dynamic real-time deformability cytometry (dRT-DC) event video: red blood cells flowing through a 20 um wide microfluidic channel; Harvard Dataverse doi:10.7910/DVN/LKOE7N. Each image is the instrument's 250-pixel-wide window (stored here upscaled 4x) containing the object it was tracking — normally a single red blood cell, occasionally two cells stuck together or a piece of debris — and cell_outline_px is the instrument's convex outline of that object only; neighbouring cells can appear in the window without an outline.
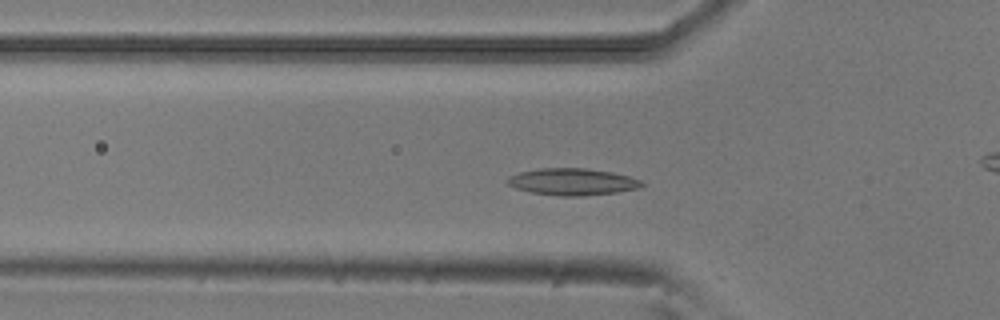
{"species": "common noctule bat (a hibernating species)", "species_latin": "Nyctalus noctula", "temperature_condition": "room temperature", "stored_images_in_passage": 50, "camera_frame_rate_fps": 3000, "um_per_image_px": 0.085, "animal": {"sex": "male", "body_mass_g": 20.5, "forearm_length_mm": 52.5}, "frame": {"image": 1, "passage_image": 14, "time_ms": 4.333, "image_size_px": [1000, 320], "cell_outline_px": [[644, 184], [640, 188], [616, 192], [580, 196], [560, 196], [532, 192], [516, 188], [508, 184], [504, 180], [508, 176], [520, 172], [540, 168], [588, 168], [612, 172], [628, 176], [640, 180]], "centroid_in_image_um": [48.63, 15.44], "position_along_channel_um": 77.2, "area_um2": 20.98}}
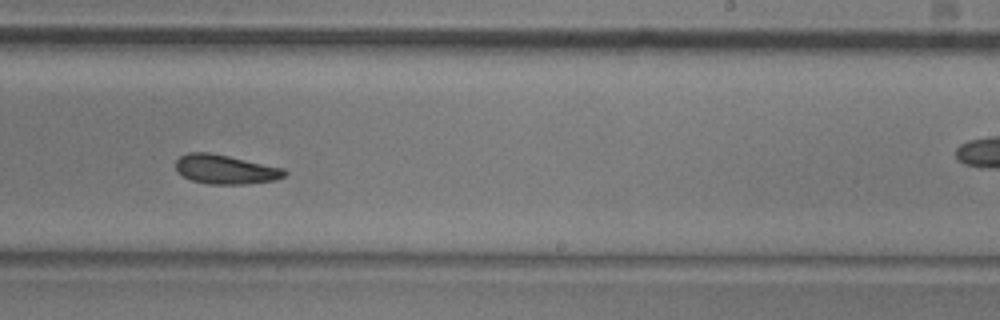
{"frame": {"image": 2, "passage_image": 29, "time_ms": 9.333, "image_size_px": [1000, 320], "cell_outline_px": [[288, 172], [284, 176], [276, 180], [244, 184], [208, 184], [192, 180], [184, 176], [176, 168], [176, 160], [180, 156], [188, 152], [208, 152], [228, 156], [284, 168]], "centroid_in_image_um": [19.18, 14.39], "position_along_channel_um": 269.8, "area_um2": 18.38}}
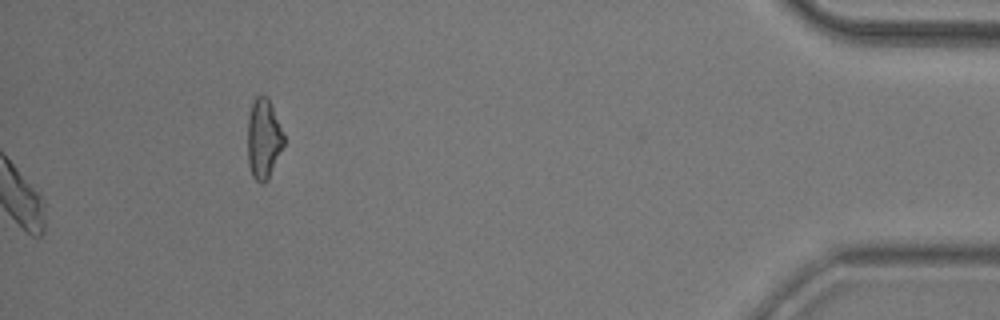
{"frame": {"image": 3, "passage_image": 50, "time_ms": 16.333, "image_size_px": [1000, 320], "cell_outline_px": [[284, 144], [268, 180], [264, 184], [260, 184], [252, 176], [248, 164], [248, 116], [252, 104], [256, 96], [268, 96], [284, 136]], "centroid_in_image_um": [22.39, 11.83], "position_along_channel_um": 412.8, "area_um2": 16.82}, "authors_computed_cell_mechanics": {"area_um2": 18.9584, "velocity_mm_per_s": 3.8451, "shape_relaxation_time_tau1_ms": 4.1505, "shape_relaxation_time_tau2_ms": 3.066, "deformation_change_tau1": 0.1139, "deformation_change_tau2": 0.0929}}